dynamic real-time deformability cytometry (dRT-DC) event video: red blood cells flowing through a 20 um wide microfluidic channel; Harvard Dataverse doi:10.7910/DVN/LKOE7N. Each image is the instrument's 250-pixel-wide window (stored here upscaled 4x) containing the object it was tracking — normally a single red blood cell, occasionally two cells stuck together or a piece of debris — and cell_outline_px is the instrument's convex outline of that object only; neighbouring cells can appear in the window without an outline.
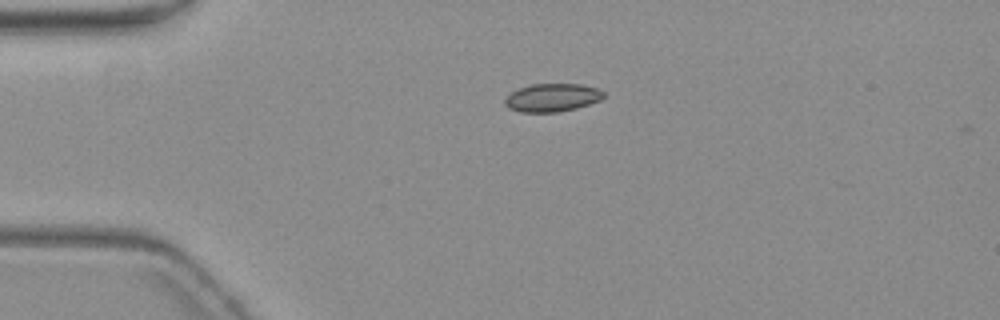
{"species": "common noctule bat (a hibernating species)", "species_latin": "Nyctalus noctula", "temperature_condition": "warm", "stored_images_in_passage": 3, "camera_frame_rate_fps": 3000, "um_per_image_px": 0.085, "animal": {"sex": "female", "body_mass_g": 19.3, "forearm_length_mm": 54.1}, "frame": {"image": 1, "passage_image": 3, "time_ms": 3.333, "image_size_px": [1000, 320], "cell_outline_px": [[604, 96], [600, 100], [576, 108], [556, 112], [520, 112], [508, 108], [504, 104], [504, 100], [512, 92], [520, 88], [532, 84], [580, 84], [596, 88], [604, 92]], "centroid_in_image_um": [46.92, 8.3], "position_along_channel_um": 38.1, "area_um2": 16.01}}